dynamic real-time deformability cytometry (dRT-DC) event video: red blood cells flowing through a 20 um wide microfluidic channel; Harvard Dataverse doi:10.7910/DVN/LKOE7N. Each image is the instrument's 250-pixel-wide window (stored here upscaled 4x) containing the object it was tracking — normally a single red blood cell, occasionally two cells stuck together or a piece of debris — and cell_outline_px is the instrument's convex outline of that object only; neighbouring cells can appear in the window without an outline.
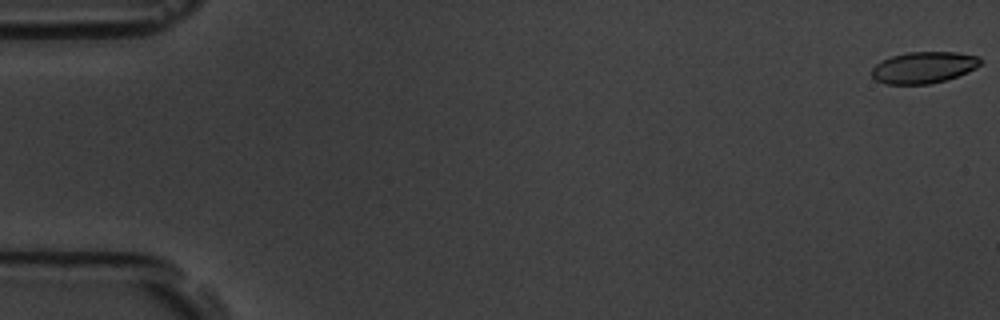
{"species": "common noctule bat (a hibernating species)", "species_latin": "Nyctalus noctula", "temperature_condition": "room temperature", "stored_images_in_passage": 5, "camera_frame_rate_fps": 3000, "um_per_image_px": 0.085, "animal": {"sex": "male", "body_mass_g": 19.5, "forearm_length_mm": 54.6}, "frame": {"image": 1, "passage_image": 1, "time_ms": 0.0, "image_size_px": [1000, 320], "cell_outline_px": [[980, 64], [976, 68], [968, 72], [944, 80], [928, 84], [884, 84], [876, 80], [872, 76], [872, 68], [880, 60], [892, 56], [908, 52], [956, 52], [980, 56]], "centroid_in_image_um": [78.49, 5.73], "position_along_channel_um": 6.5, "area_um2": 19.94}}
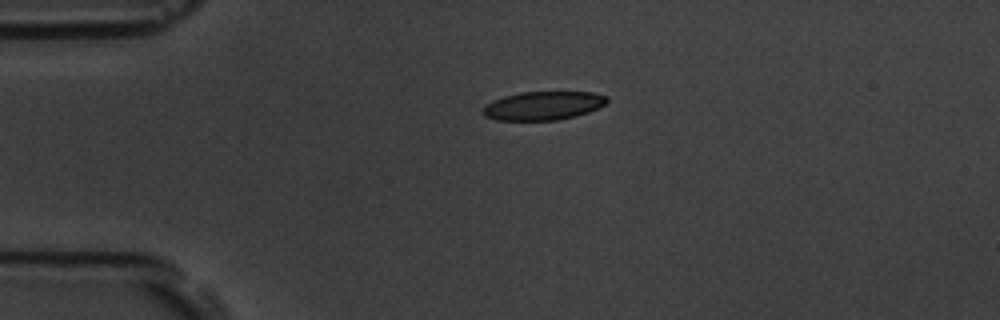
{"frame": {"image": 2, "passage_image": 4, "time_ms": 1.0, "image_size_px": [1000, 320], "cell_outline_px": [[608, 100], [604, 104], [588, 112], [576, 116], [556, 120], [496, 120], [484, 116], [480, 112], [484, 104], [492, 100], [504, 96], [520, 92], [592, 92], [608, 96]], "centroid_in_image_um": [46.11, 8.98], "position_along_channel_um": 38.9, "area_um2": 20.81}}